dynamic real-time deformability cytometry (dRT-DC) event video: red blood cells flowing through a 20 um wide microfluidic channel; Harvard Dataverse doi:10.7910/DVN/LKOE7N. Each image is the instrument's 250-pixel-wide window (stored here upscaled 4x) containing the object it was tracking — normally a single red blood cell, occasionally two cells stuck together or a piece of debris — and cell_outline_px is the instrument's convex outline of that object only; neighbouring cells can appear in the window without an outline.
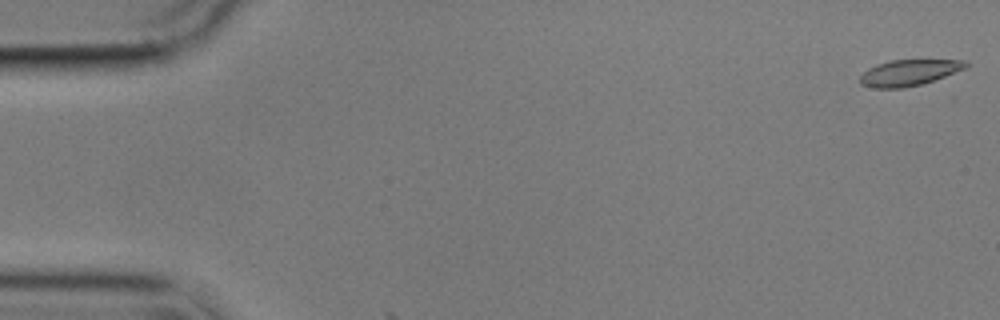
{"species": "common noctule bat (a hibernating species)", "species_latin": "Nyctalus noctula", "temperature_condition": "cold", "stored_images_in_passage": 27, "camera_frame_rate_fps": 3000, "um_per_image_px": 0.085, "animal": {"sex": "male", "body_mass_g": 17.9}, "frame": {"image": 1, "passage_image": 1, "time_ms": 0.0, "image_size_px": [1000, 320], "cell_outline_px": [[972, 64], [964, 68], [944, 76], [920, 84], [904, 88], [876, 88], [860, 84], [860, 76], [868, 68], [876, 64], [892, 60], [968, 60]], "centroid_in_image_um": [77.26, 6.16], "position_along_channel_um": 7.7, "area_um2": 15.9}}
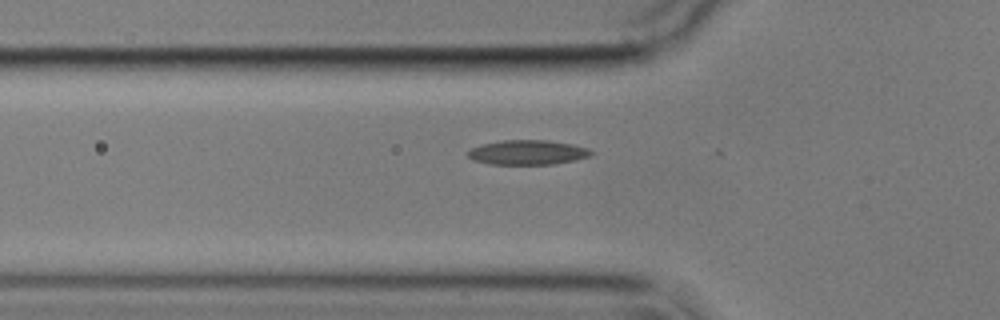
{"frame": {"image": 2, "passage_image": 19, "time_ms": 6.0, "image_size_px": [1000, 320], "cell_outline_px": [[596, 152], [592, 156], [576, 160], [556, 164], [488, 164], [472, 160], [468, 156], [468, 152], [472, 148], [484, 144], [500, 140], [548, 140], [572, 144], [588, 148]], "centroid_in_image_um": [44.91, 12.96], "position_along_channel_um": 80.9, "area_um2": 17.86}}
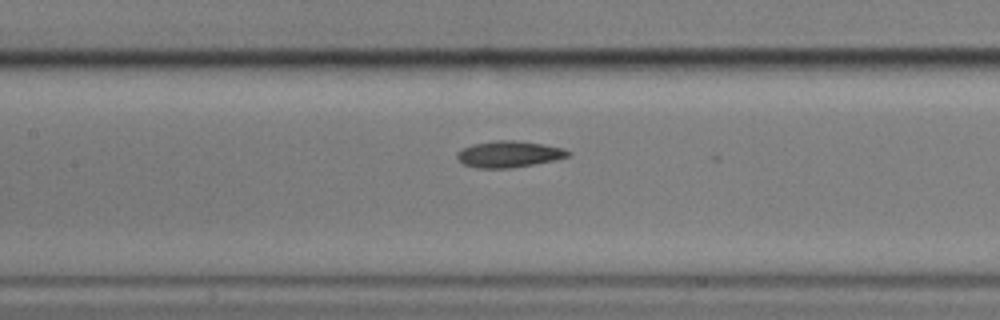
{"frame": {"image": 3, "passage_image": 26, "time_ms": 8.333, "image_size_px": [1000, 320], "cell_outline_px": [[572, 152], [568, 156], [556, 160], [512, 168], [476, 168], [464, 164], [456, 156], [456, 152], [472, 144], [496, 140], [516, 140], [544, 144], [564, 148]], "centroid_in_image_um": [43.28, 13.1], "position_along_channel_um": 164.1, "area_um2": 17.17}}